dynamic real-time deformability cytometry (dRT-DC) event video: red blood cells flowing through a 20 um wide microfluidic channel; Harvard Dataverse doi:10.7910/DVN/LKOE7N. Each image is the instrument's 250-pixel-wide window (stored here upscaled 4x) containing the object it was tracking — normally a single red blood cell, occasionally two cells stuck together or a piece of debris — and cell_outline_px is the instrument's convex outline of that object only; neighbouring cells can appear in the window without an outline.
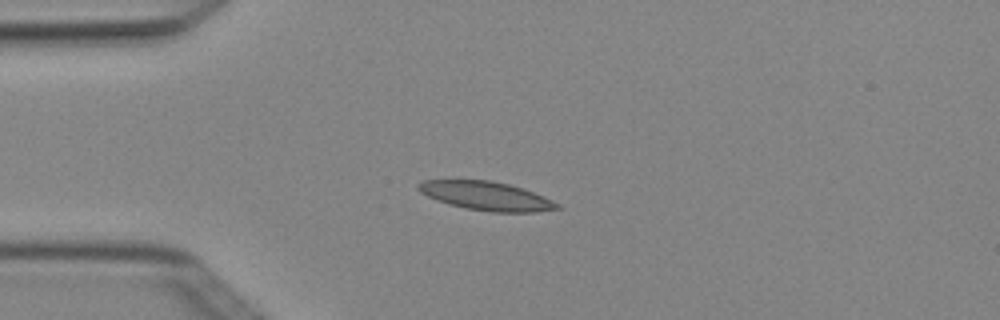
{"species": "Egyptian fruit bat (a non-hibernating species)", "species_latin": "Rousettus aegyptiacus", "temperature_condition": "cold", "stored_images_in_passage": 4, "camera_frame_rate_fps": 3000, "um_per_image_px": 0.085, "animal": {"sex": "female"}, "frame": {"image": 1, "passage_image": 2, "time_ms": 0.333, "image_size_px": [1000, 320], "cell_outline_px": [[560, 208], [536, 212], [492, 212], [464, 208], [448, 204], [428, 196], [420, 192], [416, 188], [416, 184], [424, 180], [488, 180], [508, 184], [544, 196], [560, 204]], "centroid_in_image_um": [41.31, 16.66], "position_along_channel_um": 43.7, "area_um2": 23.12}}
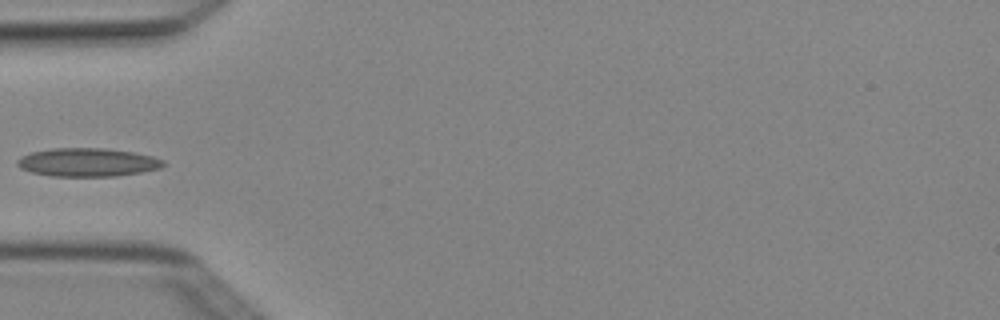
{"frame": {"image": 2, "passage_image": 3, "time_ms": 0.667, "image_size_px": [1000, 320], "cell_outline_px": [[164, 164], [160, 168], [140, 172], [116, 176], [52, 176], [32, 172], [20, 168], [16, 164], [16, 160], [20, 156], [32, 152], [52, 148], [104, 148], [132, 152], [152, 156], [164, 160]], "centroid_in_image_um": [7.41, 13.79], "position_along_channel_um": 77.6, "area_um2": 24.1}}
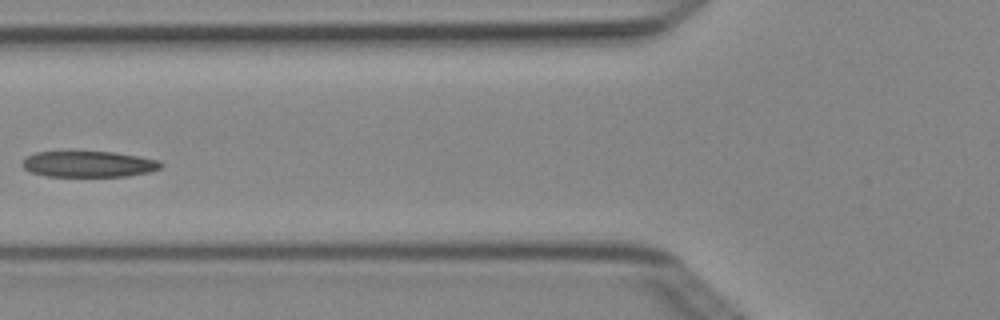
{"frame": {"image": 3, "passage_image": 4, "time_ms": 1.0, "image_size_px": [1000, 320], "cell_outline_px": [[164, 164], [160, 168], [148, 172], [128, 176], [48, 176], [32, 172], [24, 168], [20, 164], [28, 156], [36, 152], [72, 148], [116, 152], [140, 156], [160, 160]], "centroid_in_image_um": [7.52, 13.88], "position_along_channel_um": 118.3, "area_um2": 22.08}}